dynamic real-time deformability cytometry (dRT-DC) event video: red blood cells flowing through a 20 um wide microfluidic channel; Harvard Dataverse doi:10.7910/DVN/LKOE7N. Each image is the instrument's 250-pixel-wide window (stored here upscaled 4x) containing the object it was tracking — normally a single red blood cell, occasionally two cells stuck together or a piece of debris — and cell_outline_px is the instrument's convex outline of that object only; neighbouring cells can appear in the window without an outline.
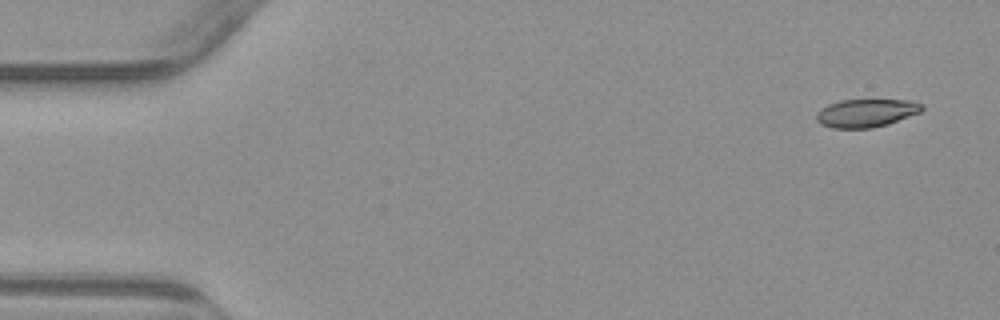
{"species": "common noctule bat (a hibernating species)", "species_latin": "Nyctalus noctula", "temperature_condition": "warm", "stored_images_in_passage": 6, "camera_frame_rate_fps": 3000, "um_per_image_px": 0.085, "animal": {"sex": "male", "body_mass_g": 23.1, "forearm_length_mm": 52.7}, "frame": {"image": 1, "passage_image": 1, "time_ms": 0.0, "image_size_px": [1000, 320], "cell_outline_px": [[924, 108], [920, 112], [888, 124], [872, 128], [832, 128], [820, 124], [816, 120], [816, 112], [828, 104], [840, 100], [912, 100], [924, 104]], "centroid_in_image_um": [73.62, 9.6], "position_along_channel_um": 11.4, "area_um2": 17.4}}
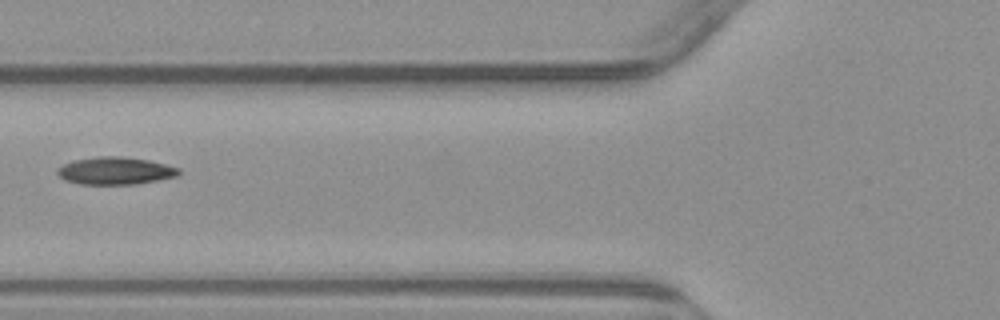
{"frame": {"image": 2, "passage_image": 5, "time_ms": 6.0, "image_size_px": [1000, 320], "cell_outline_px": [[180, 172], [176, 176], [136, 184], [80, 184], [64, 180], [56, 172], [56, 168], [72, 160], [96, 156], [120, 156], [148, 160], [180, 168]], "centroid_in_image_um": [9.75, 14.51], "position_along_channel_um": 116.1, "area_um2": 19.42}}
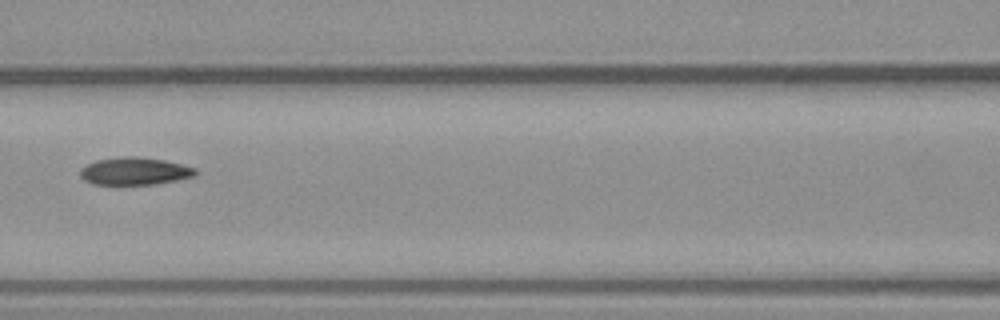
{"frame": {"image": 3, "passage_image": 6, "time_ms": 7.0, "image_size_px": [1000, 320], "cell_outline_px": [[196, 176], [156, 184], [92, 184], [84, 180], [80, 176], [80, 168], [84, 164], [96, 160], [124, 156], [140, 156], [164, 160], [196, 168]], "centroid_in_image_um": [11.41, 14.54], "position_along_channel_um": 155.2, "area_um2": 18.61}}